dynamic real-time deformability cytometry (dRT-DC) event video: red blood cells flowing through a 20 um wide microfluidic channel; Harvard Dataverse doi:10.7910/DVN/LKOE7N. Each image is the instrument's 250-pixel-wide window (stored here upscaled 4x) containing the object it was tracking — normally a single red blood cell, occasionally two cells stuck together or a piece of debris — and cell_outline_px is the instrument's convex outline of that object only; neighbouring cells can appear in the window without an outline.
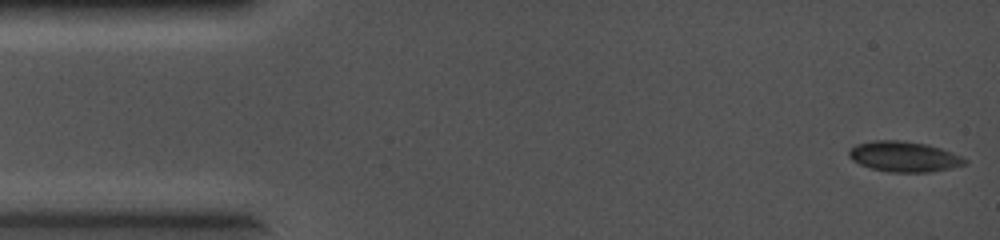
{"species": "common noctule bat (a hibernating species)", "species_latin": "Nyctalus noctula", "temperature_condition": "cold", "stored_images_in_passage": 12, "camera_frame_rate_fps": 5000, "um_per_image_px": 0.085, "animal": {"sex": "female", "body_mass_g": 19.0, "forearm_length_mm": 56.7}, "frame": {"image": 1, "passage_image": 1, "time_ms": 0.0, "image_size_px": [1000, 240], "cell_outline_px": [[968, 164], [952, 168], [928, 172], [888, 172], [872, 168], [860, 164], [852, 160], [848, 156], [848, 148], [856, 144], [872, 140], [904, 140], [928, 144], [952, 152], [968, 160]], "centroid_in_image_um": [76.83, 13.3], "position_along_channel_um": 8.2, "area_um2": 20.81}}